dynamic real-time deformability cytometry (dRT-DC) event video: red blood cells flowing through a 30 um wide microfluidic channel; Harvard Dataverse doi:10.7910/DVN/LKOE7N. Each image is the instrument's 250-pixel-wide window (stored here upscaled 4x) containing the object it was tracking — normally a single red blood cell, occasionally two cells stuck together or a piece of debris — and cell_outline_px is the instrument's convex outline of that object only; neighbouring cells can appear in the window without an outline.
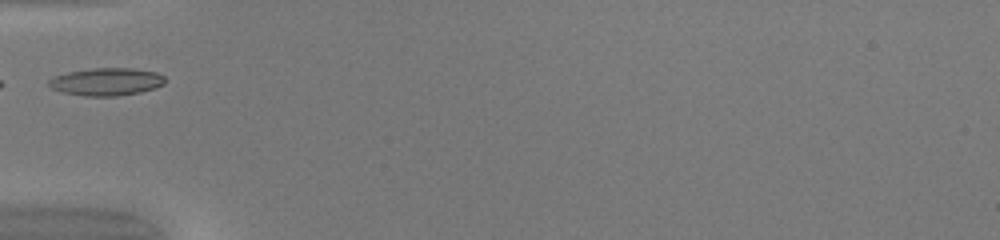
{"species": "common noctule bat (a hibernating species)", "species_latin": "Nyctalus noctula", "temperature_condition": "warm", "stored_images_in_passage": 31, "camera_frame_rate_fps": 3000, "um_per_image_px": 0.085, "animal": {"sex": "female", "body_mass_g": 20.0, "forearm_length_mm": 54.0}, "frame": {"image": 1, "passage_image": 1, "time_ms": 0.0, "image_size_px": [1000, 240], "cell_outline_px": [[164, 84], [156, 88], [140, 92], [116, 96], [84, 96], [60, 92], [52, 88], [48, 84], [48, 80], [52, 76], [68, 72], [92, 68], [132, 68], [156, 72], [164, 76]], "centroid_in_image_um": [9.02, 6.95], "position_along_channel_um": 76.0, "area_um2": 18.84}}
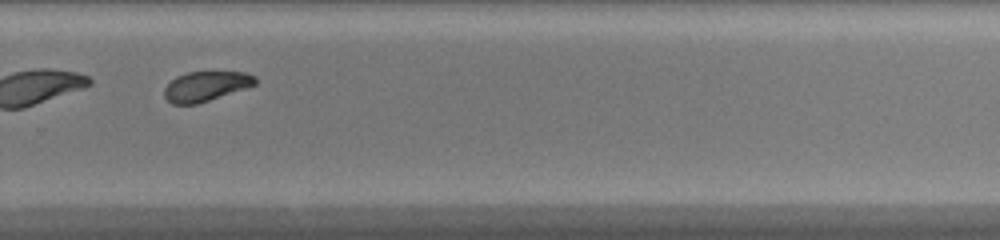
{"frame": {"image": 2, "passage_image": 18, "time_ms": 5.667, "image_size_px": [1000, 240], "cell_outline_px": [[256, 84], [248, 88], [196, 104], [172, 104], [164, 96], [164, 88], [176, 76], [188, 72], [244, 72], [256, 76]], "centroid_in_image_um": [17.51, 7.33], "position_along_channel_um": 312.3, "area_um2": 15.78}}